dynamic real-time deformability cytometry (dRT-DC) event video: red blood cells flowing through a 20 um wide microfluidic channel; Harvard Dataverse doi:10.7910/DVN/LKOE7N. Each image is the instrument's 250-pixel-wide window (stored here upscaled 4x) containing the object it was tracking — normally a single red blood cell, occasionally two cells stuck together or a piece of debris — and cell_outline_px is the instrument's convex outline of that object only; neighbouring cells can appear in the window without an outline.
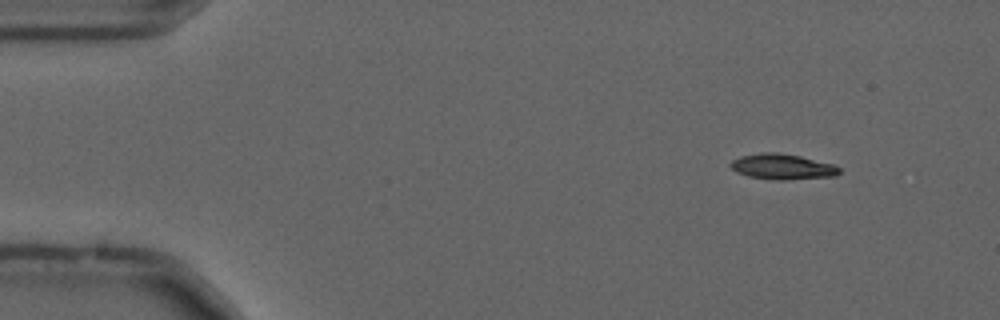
{"species": "common noctule bat (a hibernating species)", "species_latin": "Nyctalus noctula", "temperature_condition": "cold", "stored_images_in_passage": 55, "camera_frame_rate_fps": 3000, "um_per_image_px": 0.085, "animal": {"sex": "male", "forearm_length_mm": 52.5}, "frame": {"image": 1, "passage_image": 6, "time_ms": 1.667, "image_size_px": [1000, 320], "cell_outline_px": [[840, 172], [836, 176], [784, 180], [776, 180], [748, 176], [736, 172], [728, 164], [732, 160], [740, 156], [764, 152], [776, 152], [800, 156], [832, 164], [840, 168]], "centroid_in_image_um": [66.48, 14.17], "position_along_channel_um": 18.5, "area_um2": 16.13}}
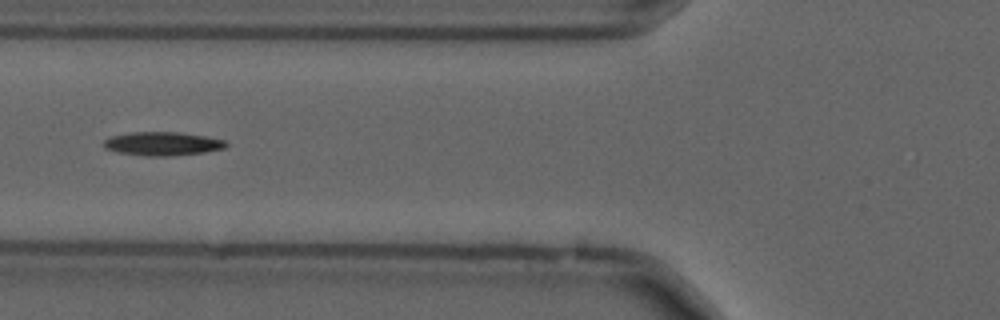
{"frame": {"image": 2, "passage_image": 21, "time_ms": 6.667, "image_size_px": [1000, 320], "cell_outline_px": [[228, 144], [224, 148], [204, 152], [172, 156], [148, 156], [116, 152], [104, 148], [104, 140], [112, 136], [132, 132], [176, 132], [204, 136], [224, 140]], "centroid_in_image_um": [13.79, 12.22], "position_along_channel_um": 112.0, "area_um2": 16.7}}
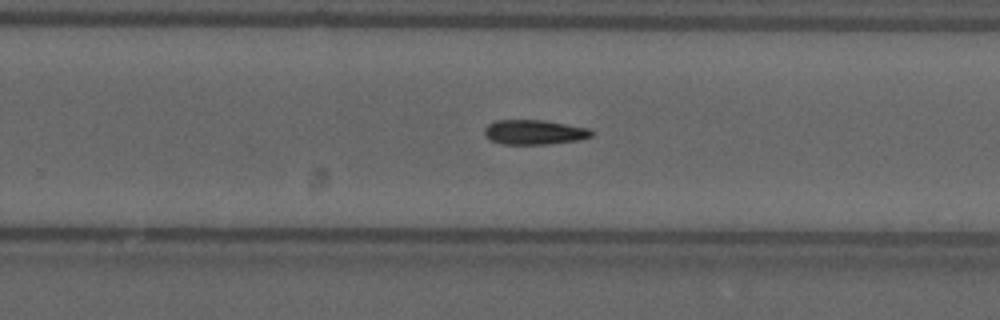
{"frame": {"image": 3, "passage_image": 35, "time_ms": 11.333, "image_size_px": [1000, 320], "cell_outline_px": [[592, 136], [580, 140], [548, 144], [500, 144], [492, 140], [484, 132], [484, 128], [488, 124], [496, 120], [544, 120], [592, 128]], "centroid_in_image_um": [45.46, 11.23], "position_along_channel_um": 284.3, "area_um2": 15.49}, "authors_computed_cell_mechanics": {"area_um2": 15.2592, "velocity_mm_per_s": 3.6952, "shape_relaxation_time_tau1_ms": 3.9942, "shape_relaxation_time_tau2_ms": null, "deformation_change_tau1": 0.1204, "deformation_change_tau2": null}}